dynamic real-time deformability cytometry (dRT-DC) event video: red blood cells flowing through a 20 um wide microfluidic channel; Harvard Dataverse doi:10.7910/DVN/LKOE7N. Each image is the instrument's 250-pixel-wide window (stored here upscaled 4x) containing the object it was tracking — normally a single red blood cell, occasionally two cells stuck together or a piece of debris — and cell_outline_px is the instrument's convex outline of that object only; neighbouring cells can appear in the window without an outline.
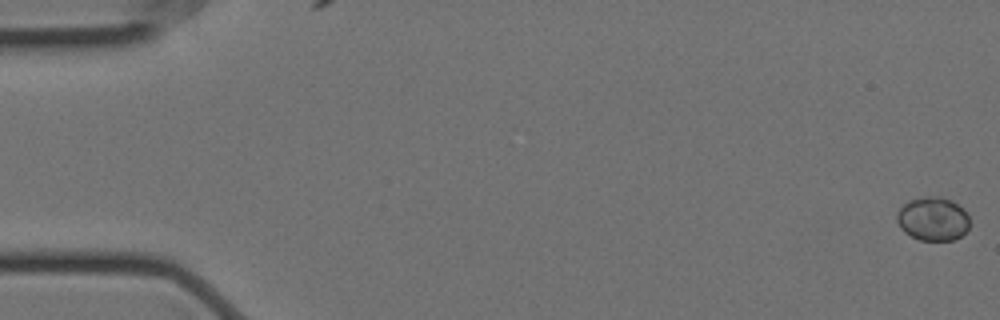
{"species": "Egyptian fruit bat (a non-hibernating species)", "species_latin": "Rousettus aegyptiacus", "temperature_condition": "cold", "stored_images_in_passage": 58, "camera_frame_rate_fps": 3000, "um_per_image_px": 0.085, "animal": {"sex": "female"}, "frame": {"image": 1, "passage_image": 1, "time_ms": 0.0, "image_size_px": [1000, 320], "cell_outline_px": [[968, 228], [960, 236], [952, 240], [920, 240], [904, 232], [900, 228], [896, 220], [896, 212], [908, 200], [924, 196], [940, 196], [952, 200], [964, 208], [968, 216]], "centroid_in_image_um": [79.27, 18.58], "position_along_channel_um": 5.7, "area_um2": 18.67}}
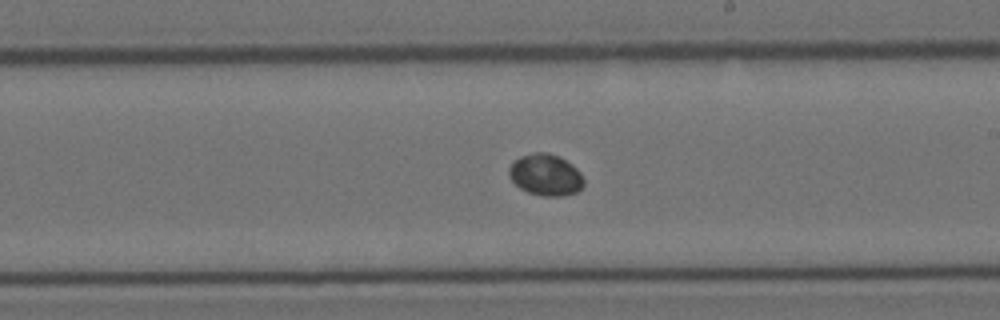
{"frame": {"image": 2, "passage_image": 34, "time_ms": 11.0, "image_size_px": [1000, 320], "cell_outline_px": [[584, 184], [576, 192], [564, 196], [540, 196], [528, 192], [520, 188], [512, 180], [508, 172], [508, 168], [520, 156], [532, 152], [548, 152], [560, 156], [572, 164], [580, 172], [584, 180]], "centroid_in_image_um": [46.39, 14.85], "position_along_channel_um": 242.6, "area_um2": 18.21}}
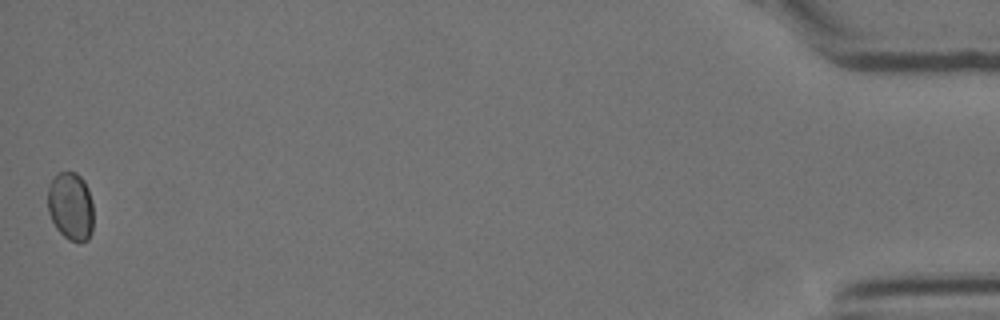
{"frame": {"image": 3, "passage_image": 58, "time_ms": 19.0, "image_size_px": [1000, 320], "cell_outline_px": [[92, 232], [88, 240], [80, 244], [68, 240], [56, 228], [48, 212], [48, 188], [52, 180], [60, 172], [76, 172], [84, 180], [88, 188], [92, 204]], "centroid_in_image_um": [6.02, 17.57], "position_along_channel_um": 429.2, "area_um2": 18.26}}